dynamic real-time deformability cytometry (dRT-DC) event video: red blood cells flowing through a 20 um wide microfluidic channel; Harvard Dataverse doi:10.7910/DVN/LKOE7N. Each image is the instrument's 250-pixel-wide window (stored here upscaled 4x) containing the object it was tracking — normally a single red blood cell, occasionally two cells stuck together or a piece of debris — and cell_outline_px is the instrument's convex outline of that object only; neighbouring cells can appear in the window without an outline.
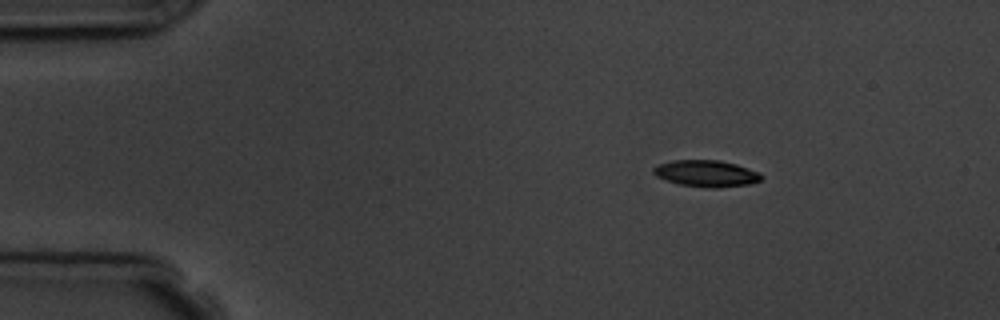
{"species": "common noctule bat (a hibernating species)", "species_latin": "Nyctalus noctula", "temperature_condition": "room temperature", "stored_images_in_passage": 5, "camera_frame_rate_fps": 3000, "um_per_image_px": 0.085, "animal": {"sex": "male", "body_mass_g": 19.5, "forearm_length_mm": 54.6}, "frame": {"image": 1, "passage_image": 1, "time_ms": 0.0, "image_size_px": [1000, 320], "cell_outline_px": [[764, 176], [760, 180], [748, 184], [716, 188], [712, 188], [680, 184], [656, 176], [652, 172], [652, 168], [656, 164], [672, 160], [720, 160], [736, 164], [760, 172]], "centroid_in_image_um": [60.02, 14.73], "position_along_channel_um": 25.0, "area_um2": 16.7}}
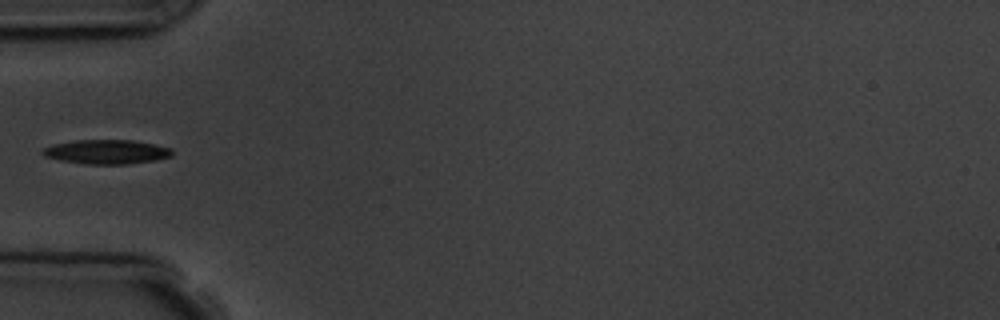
{"frame": {"image": 2, "passage_image": 4, "time_ms": 3.333, "image_size_px": [1000, 320], "cell_outline_px": [[172, 156], [156, 160], [124, 164], [84, 164], [60, 160], [44, 156], [40, 152], [40, 148], [52, 144], [76, 140], [132, 140], [156, 144], [172, 148]], "centroid_in_image_um": [9.02, 12.9], "position_along_channel_um": 76.0, "area_um2": 18.5}}